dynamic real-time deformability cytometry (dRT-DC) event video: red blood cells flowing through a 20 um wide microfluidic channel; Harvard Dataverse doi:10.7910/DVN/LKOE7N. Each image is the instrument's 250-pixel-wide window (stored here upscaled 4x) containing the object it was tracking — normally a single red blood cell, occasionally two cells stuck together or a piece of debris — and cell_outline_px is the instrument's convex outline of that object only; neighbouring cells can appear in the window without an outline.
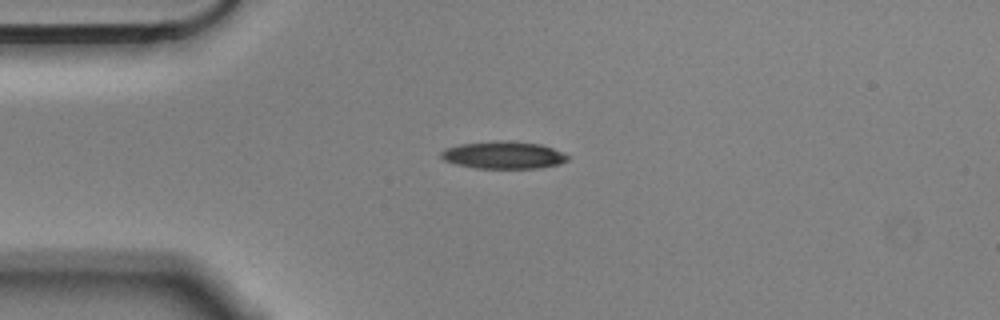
{"species": "Egyptian fruit bat (a non-hibernating species)", "species_latin": "Rousettus aegyptiacus", "temperature_condition": "cold", "stored_images_in_passage": 8, "camera_frame_rate_fps": 3000, "um_per_image_px": 0.085, "animal": {"sex": "male"}, "frame": {"image": 1, "passage_image": 1, "time_ms": 0.0, "image_size_px": [1000, 320], "cell_outline_px": [[568, 160], [560, 164], [540, 168], [476, 168], [456, 164], [444, 160], [440, 156], [440, 152], [444, 148], [460, 144], [496, 140], [508, 140], [540, 144], [564, 152], [568, 156]], "centroid_in_image_um": [42.79, 13.17], "position_along_channel_um": 42.2, "area_um2": 20.4}}
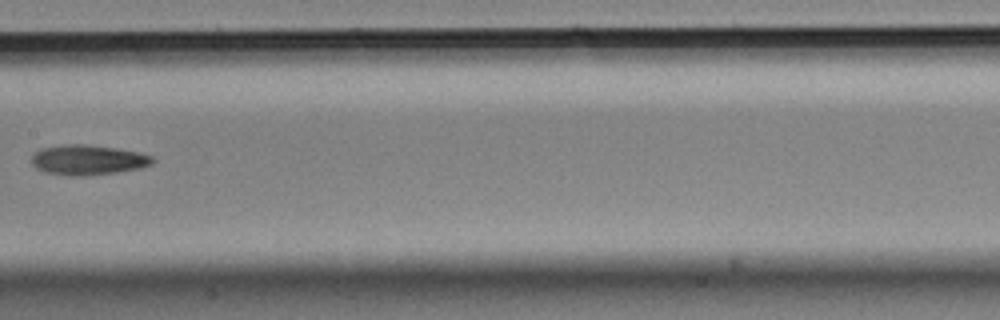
{"frame": {"image": 2, "passage_image": 5, "time_ms": 1.333, "image_size_px": [1000, 320], "cell_outline_px": [[156, 160], [152, 164], [140, 168], [116, 172], [84, 176], [68, 176], [44, 172], [36, 168], [32, 164], [32, 156], [40, 148], [68, 144], [84, 144], [116, 148], [136, 152], [152, 156]], "centroid_in_image_um": [7.46, 13.6], "position_along_channel_um": 199.9, "area_um2": 21.15}}
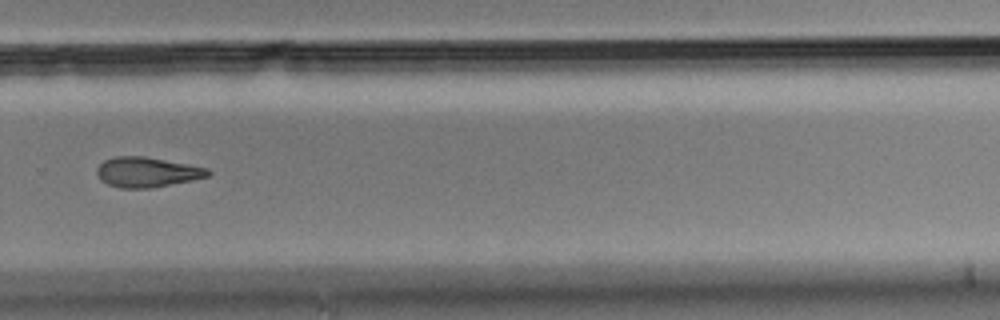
{"frame": {"image": 3, "passage_image": 8, "time_ms": 2.333, "image_size_px": [1000, 320], "cell_outline_px": [[212, 172], [208, 176], [192, 180], [152, 188], [120, 188], [108, 184], [100, 180], [96, 172], [96, 168], [104, 160], [116, 156], [144, 156], [188, 164], [208, 168]], "centroid_in_image_um": [12.48, 14.63], "position_along_channel_um": 317.3, "area_um2": 19.48}}